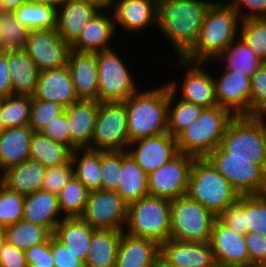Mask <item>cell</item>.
<instances>
[{
  "mask_svg": "<svg viewBox=\"0 0 266 267\" xmlns=\"http://www.w3.org/2000/svg\"><path fill=\"white\" fill-rule=\"evenodd\" d=\"M262 119L266 117V109L259 115Z\"/></svg>",
  "mask_w": 266,
  "mask_h": 267,
  "instance_id": "obj_65",
  "label": "cell"
},
{
  "mask_svg": "<svg viewBox=\"0 0 266 267\" xmlns=\"http://www.w3.org/2000/svg\"><path fill=\"white\" fill-rule=\"evenodd\" d=\"M90 191L73 175L58 196L59 209L64 218H80Z\"/></svg>",
  "mask_w": 266,
  "mask_h": 267,
  "instance_id": "obj_39",
  "label": "cell"
},
{
  "mask_svg": "<svg viewBox=\"0 0 266 267\" xmlns=\"http://www.w3.org/2000/svg\"><path fill=\"white\" fill-rule=\"evenodd\" d=\"M82 1L90 5H93L99 11H108V10H112L113 8L110 0H82Z\"/></svg>",
  "mask_w": 266,
  "mask_h": 267,
  "instance_id": "obj_59",
  "label": "cell"
},
{
  "mask_svg": "<svg viewBox=\"0 0 266 267\" xmlns=\"http://www.w3.org/2000/svg\"><path fill=\"white\" fill-rule=\"evenodd\" d=\"M217 216L199 202L183 195L170 202V239L210 242Z\"/></svg>",
  "mask_w": 266,
  "mask_h": 267,
  "instance_id": "obj_8",
  "label": "cell"
},
{
  "mask_svg": "<svg viewBox=\"0 0 266 267\" xmlns=\"http://www.w3.org/2000/svg\"><path fill=\"white\" fill-rule=\"evenodd\" d=\"M5 242H6V237H5L4 231L1 229L0 230V261H1L3 246Z\"/></svg>",
  "mask_w": 266,
  "mask_h": 267,
  "instance_id": "obj_61",
  "label": "cell"
},
{
  "mask_svg": "<svg viewBox=\"0 0 266 267\" xmlns=\"http://www.w3.org/2000/svg\"><path fill=\"white\" fill-rule=\"evenodd\" d=\"M28 267H54L51 251V237L48 241L25 251Z\"/></svg>",
  "mask_w": 266,
  "mask_h": 267,
  "instance_id": "obj_52",
  "label": "cell"
},
{
  "mask_svg": "<svg viewBox=\"0 0 266 267\" xmlns=\"http://www.w3.org/2000/svg\"><path fill=\"white\" fill-rule=\"evenodd\" d=\"M246 227L266 237V193L246 195Z\"/></svg>",
  "mask_w": 266,
  "mask_h": 267,
  "instance_id": "obj_46",
  "label": "cell"
},
{
  "mask_svg": "<svg viewBox=\"0 0 266 267\" xmlns=\"http://www.w3.org/2000/svg\"><path fill=\"white\" fill-rule=\"evenodd\" d=\"M127 152L147 175L179 154L176 138L168 131L130 142Z\"/></svg>",
  "mask_w": 266,
  "mask_h": 267,
  "instance_id": "obj_16",
  "label": "cell"
},
{
  "mask_svg": "<svg viewBox=\"0 0 266 267\" xmlns=\"http://www.w3.org/2000/svg\"><path fill=\"white\" fill-rule=\"evenodd\" d=\"M67 65L78 99L99 101L96 53L70 49Z\"/></svg>",
  "mask_w": 266,
  "mask_h": 267,
  "instance_id": "obj_20",
  "label": "cell"
},
{
  "mask_svg": "<svg viewBox=\"0 0 266 267\" xmlns=\"http://www.w3.org/2000/svg\"><path fill=\"white\" fill-rule=\"evenodd\" d=\"M241 18L224 0L208 9L194 46L182 57L191 62L215 60L239 36Z\"/></svg>",
  "mask_w": 266,
  "mask_h": 267,
  "instance_id": "obj_2",
  "label": "cell"
},
{
  "mask_svg": "<svg viewBox=\"0 0 266 267\" xmlns=\"http://www.w3.org/2000/svg\"><path fill=\"white\" fill-rule=\"evenodd\" d=\"M74 175L72 160L67 164L46 168L42 189L58 195Z\"/></svg>",
  "mask_w": 266,
  "mask_h": 267,
  "instance_id": "obj_50",
  "label": "cell"
},
{
  "mask_svg": "<svg viewBox=\"0 0 266 267\" xmlns=\"http://www.w3.org/2000/svg\"><path fill=\"white\" fill-rule=\"evenodd\" d=\"M1 111H2V98H0V134L6 129L2 120Z\"/></svg>",
  "mask_w": 266,
  "mask_h": 267,
  "instance_id": "obj_62",
  "label": "cell"
},
{
  "mask_svg": "<svg viewBox=\"0 0 266 267\" xmlns=\"http://www.w3.org/2000/svg\"><path fill=\"white\" fill-rule=\"evenodd\" d=\"M245 243L250 255V267L266 263V237L254 232H247Z\"/></svg>",
  "mask_w": 266,
  "mask_h": 267,
  "instance_id": "obj_55",
  "label": "cell"
},
{
  "mask_svg": "<svg viewBox=\"0 0 266 267\" xmlns=\"http://www.w3.org/2000/svg\"><path fill=\"white\" fill-rule=\"evenodd\" d=\"M215 1L158 0L157 29L169 40L178 58L195 44L206 13Z\"/></svg>",
  "mask_w": 266,
  "mask_h": 267,
  "instance_id": "obj_1",
  "label": "cell"
},
{
  "mask_svg": "<svg viewBox=\"0 0 266 267\" xmlns=\"http://www.w3.org/2000/svg\"><path fill=\"white\" fill-rule=\"evenodd\" d=\"M234 117L219 105L204 108L198 119L176 137L179 153L206 158L220 146L225 130Z\"/></svg>",
  "mask_w": 266,
  "mask_h": 267,
  "instance_id": "obj_4",
  "label": "cell"
},
{
  "mask_svg": "<svg viewBox=\"0 0 266 267\" xmlns=\"http://www.w3.org/2000/svg\"><path fill=\"white\" fill-rule=\"evenodd\" d=\"M213 77L217 104L234 116H250V77L245 74L223 71Z\"/></svg>",
  "mask_w": 266,
  "mask_h": 267,
  "instance_id": "obj_18",
  "label": "cell"
},
{
  "mask_svg": "<svg viewBox=\"0 0 266 267\" xmlns=\"http://www.w3.org/2000/svg\"><path fill=\"white\" fill-rule=\"evenodd\" d=\"M210 244L216 264L226 267H250L245 235L227 227L218 218L213 224Z\"/></svg>",
  "mask_w": 266,
  "mask_h": 267,
  "instance_id": "obj_17",
  "label": "cell"
},
{
  "mask_svg": "<svg viewBox=\"0 0 266 267\" xmlns=\"http://www.w3.org/2000/svg\"><path fill=\"white\" fill-rule=\"evenodd\" d=\"M159 256L160 245L155 240L122 231L115 267H155Z\"/></svg>",
  "mask_w": 266,
  "mask_h": 267,
  "instance_id": "obj_25",
  "label": "cell"
},
{
  "mask_svg": "<svg viewBox=\"0 0 266 267\" xmlns=\"http://www.w3.org/2000/svg\"><path fill=\"white\" fill-rule=\"evenodd\" d=\"M13 95L10 72L7 62V50H0V98Z\"/></svg>",
  "mask_w": 266,
  "mask_h": 267,
  "instance_id": "obj_57",
  "label": "cell"
},
{
  "mask_svg": "<svg viewBox=\"0 0 266 267\" xmlns=\"http://www.w3.org/2000/svg\"><path fill=\"white\" fill-rule=\"evenodd\" d=\"M32 134L29 125L6 128L0 134V167L3 171L29 159Z\"/></svg>",
  "mask_w": 266,
  "mask_h": 267,
  "instance_id": "obj_29",
  "label": "cell"
},
{
  "mask_svg": "<svg viewBox=\"0 0 266 267\" xmlns=\"http://www.w3.org/2000/svg\"><path fill=\"white\" fill-rule=\"evenodd\" d=\"M111 1V5L113 6L114 4H116L117 2H119L120 0H110Z\"/></svg>",
  "mask_w": 266,
  "mask_h": 267,
  "instance_id": "obj_67",
  "label": "cell"
},
{
  "mask_svg": "<svg viewBox=\"0 0 266 267\" xmlns=\"http://www.w3.org/2000/svg\"><path fill=\"white\" fill-rule=\"evenodd\" d=\"M115 192L127 204L149 195L148 175L127 150H122V169L118 188Z\"/></svg>",
  "mask_w": 266,
  "mask_h": 267,
  "instance_id": "obj_32",
  "label": "cell"
},
{
  "mask_svg": "<svg viewBox=\"0 0 266 267\" xmlns=\"http://www.w3.org/2000/svg\"><path fill=\"white\" fill-rule=\"evenodd\" d=\"M7 62L13 95L35 93L39 69L24 49L7 50Z\"/></svg>",
  "mask_w": 266,
  "mask_h": 267,
  "instance_id": "obj_28",
  "label": "cell"
},
{
  "mask_svg": "<svg viewBox=\"0 0 266 267\" xmlns=\"http://www.w3.org/2000/svg\"><path fill=\"white\" fill-rule=\"evenodd\" d=\"M157 1L120 0L112 8L115 25L131 33L145 31L150 26L157 28Z\"/></svg>",
  "mask_w": 266,
  "mask_h": 267,
  "instance_id": "obj_24",
  "label": "cell"
},
{
  "mask_svg": "<svg viewBox=\"0 0 266 267\" xmlns=\"http://www.w3.org/2000/svg\"><path fill=\"white\" fill-rule=\"evenodd\" d=\"M29 31L17 21L13 11L0 10V50L23 49Z\"/></svg>",
  "mask_w": 266,
  "mask_h": 267,
  "instance_id": "obj_41",
  "label": "cell"
},
{
  "mask_svg": "<svg viewBox=\"0 0 266 267\" xmlns=\"http://www.w3.org/2000/svg\"><path fill=\"white\" fill-rule=\"evenodd\" d=\"M4 171L0 167V187L3 185Z\"/></svg>",
  "mask_w": 266,
  "mask_h": 267,
  "instance_id": "obj_64",
  "label": "cell"
},
{
  "mask_svg": "<svg viewBox=\"0 0 266 267\" xmlns=\"http://www.w3.org/2000/svg\"><path fill=\"white\" fill-rule=\"evenodd\" d=\"M46 167L28 159L4 171L3 185L21 195L33 194L42 189Z\"/></svg>",
  "mask_w": 266,
  "mask_h": 267,
  "instance_id": "obj_30",
  "label": "cell"
},
{
  "mask_svg": "<svg viewBox=\"0 0 266 267\" xmlns=\"http://www.w3.org/2000/svg\"><path fill=\"white\" fill-rule=\"evenodd\" d=\"M217 218L227 227L245 235L248 232L246 227V196H239L238 200L228 206Z\"/></svg>",
  "mask_w": 266,
  "mask_h": 267,
  "instance_id": "obj_49",
  "label": "cell"
},
{
  "mask_svg": "<svg viewBox=\"0 0 266 267\" xmlns=\"http://www.w3.org/2000/svg\"><path fill=\"white\" fill-rule=\"evenodd\" d=\"M225 2L237 11L241 20L266 17V0H226Z\"/></svg>",
  "mask_w": 266,
  "mask_h": 267,
  "instance_id": "obj_51",
  "label": "cell"
},
{
  "mask_svg": "<svg viewBox=\"0 0 266 267\" xmlns=\"http://www.w3.org/2000/svg\"><path fill=\"white\" fill-rule=\"evenodd\" d=\"M99 84V102H124L137 92L139 85L128 65L113 50L96 53Z\"/></svg>",
  "mask_w": 266,
  "mask_h": 267,
  "instance_id": "obj_9",
  "label": "cell"
},
{
  "mask_svg": "<svg viewBox=\"0 0 266 267\" xmlns=\"http://www.w3.org/2000/svg\"><path fill=\"white\" fill-rule=\"evenodd\" d=\"M58 103L36 99L32 96L30 119L28 125L33 132H40L49 122L64 112Z\"/></svg>",
  "mask_w": 266,
  "mask_h": 267,
  "instance_id": "obj_47",
  "label": "cell"
},
{
  "mask_svg": "<svg viewBox=\"0 0 266 267\" xmlns=\"http://www.w3.org/2000/svg\"><path fill=\"white\" fill-rule=\"evenodd\" d=\"M130 142L168 131V84L131 95L126 101Z\"/></svg>",
  "mask_w": 266,
  "mask_h": 267,
  "instance_id": "obj_3",
  "label": "cell"
},
{
  "mask_svg": "<svg viewBox=\"0 0 266 267\" xmlns=\"http://www.w3.org/2000/svg\"><path fill=\"white\" fill-rule=\"evenodd\" d=\"M122 169V150H101V189L116 191Z\"/></svg>",
  "mask_w": 266,
  "mask_h": 267,
  "instance_id": "obj_45",
  "label": "cell"
},
{
  "mask_svg": "<svg viewBox=\"0 0 266 267\" xmlns=\"http://www.w3.org/2000/svg\"><path fill=\"white\" fill-rule=\"evenodd\" d=\"M65 0H28V3L48 5L58 8Z\"/></svg>",
  "mask_w": 266,
  "mask_h": 267,
  "instance_id": "obj_60",
  "label": "cell"
},
{
  "mask_svg": "<svg viewBox=\"0 0 266 267\" xmlns=\"http://www.w3.org/2000/svg\"><path fill=\"white\" fill-rule=\"evenodd\" d=\"M0 267H28L25 251L19 250L6 241L3 246Z\"/></svg>",
  "mask_w": 266,
  "mask_h": 267,
  "instance_id": "obj_56",
  "label": "cell"
},
{
  "mask_svg": "<svg viewBox=\"0 0 266 267\" xmlns=\"http://www.w3.org/2000/svg\"><path fill=\"white\" fill-rule=\"evenodd\" d=\"M99 10L82 0H65L57 8L56 31L71 45Z\"/></svg>",
  "mask_w": 266,
  "mask_h": 267,
  "instance_id": "obj_26",
  "label": "cell"
},
{
  "mask_svg": "<svg viewBox=\"0 0 266 267\" xmlns=\"http://www.w3.org/2000/svg\"><path fill=\"white\" fill-rule=\"evenodd\" d=\"M155 267H173L170 266L169 264L165 263L160 257L158 258Z\"/></svg>",
  "mask_w": 266,
  "mask_h": 267,
  "instance_id": "obj_63",
  "label": "cell"
},
{
  "mask_svg": "<svg viewBox=\"0 0 266 267\" xmlns=\"http://www.w3.org/2000/svg\"><path fill=\"white\" fill-rule=\"evenodd\" d=\"M159 257L173 267H212L215 264L210 242L168 239L160 244Z\"/></svg>",
  "mask_w": 266,
  "mask_h": 267,
  "instance_id": "obj_19",
  "label": "cell"
},
{
  "mask_svg": "<svg viewBox=\"0 0 266 267\" xmlns=\"http://www.w3.org/2000/svg\"><path fill=\"white\" fill-rule=\"evenodd\" d=\"M122 231L95 229L84 267H115Z\"/></svg>",
  "mask_w": 266,
  "mask_h": 267,
  "instance_id": "obj_33",
  "label": "cell"
},
{
  "mask_svg": "<svg viewBox=\"0 0 266 267\" xmlns=\"http://www.w3.org/2000/svg\"><path fill=\"white\" fill-rule=\"evenodd\" d=\"M39 71L67 65L70 45L54 29L30 30L23 48Z\"/></svg>",
  "mask_w": 266,
  "mask_h": 267,
  "instance_id": "obj_15",
  "label": "cell"
},
{
  "mask_svg": "<svg viewBox=\"0 0 266 267\" xmlns=\"http://www.w3.org/2000/svg\"><path fill=\"white\" fill-rule=\"evenodd\" d=\"M220 146L226 151V158L248 159L266 172V119L235 116Z\"/></svg>",
  "mask_w": 266,
  "mask_h": 267,
  "instance_id": "obj_5",
  "label": "cell"
},
{
  "mask_svg": "<svg viewBox=\"0 0 266 267\" xmlns=\"http://www.w3.org/2000/svg\"><path fill=\"white\" fill-rule=\"evenodd\" d=\"M176 97L168 86V132L175 138L197 120L204 109L200 105L188 103Z\"/></svg>",
  "mask_w": 266,
  "mask_h": 267,
  "instance_id": "obj_38",
  "label": "cell"
},
{
  "mask_svg": "<svg viewBox=\"0 0 266 267\" xmlns=\"http://www.w3.org/2000/svg\"><path fill=\"white\" fill-rule=\"evenodd\" d=\"M99 101L78 100L64 109L69 122V148H88L94 133Z\"/></svg>",
  "mask_w": 266,
  "mask_h": 267,
  "instance_id": "obj_22",
  "label": "cell"
},
{
  "mask_svg": "<svg viewBox=\"0 0 266 267\" xmlns=\"http://www.w3.org/2000/svg\"><path fill=\"white\" fill-rule=\"evenodd\" d=\"M239 36L266 63V17L241 20Z\"/></svg>",
  "mask_w": 266,
  "mask_h": 267,
  "instance_id": "obj_43",
  "label": "cell"
},
{
  "mask_svg": "<svg viewBox=\"0 0 266 267\" xmlns=\"http://www.w3.org/2000/svg\"><path fill=\"white\" fill-rule=\"evenodd\" d=\"M253 267H266V263L256 264Z\"/></svg>",
  "mask_w": 266,
  "mask_h": 267,
  "instance_id": "obj_66",
  "label": "cell"
},
{
  "mask_svg": "<svg viewBox=\"0 0 266 267\" xmlns=\"http://www.w3.org/2000/svg\"><path fill=\"white\" fill-rule=\"evenodd\" d=\"M94 230L81 218H64L56 226L53 236L84 263Z\"/></svg>",
  "mask_w": 266,
  "mask_h": 267,
  "instance_id": "obj_31",
  "label": "cell"
},
{
  "mask_svg": "<svg viewBox=\"0 0 266 267\" xmlns=\"http://www.w3.org/2000/svg\"><path fill=\"white\" fill-rule=\"evenodd\" d=\"M13 12L17 21L29 30L56 28L57 8L53 6L27 2Z\"/></svg>",
  "mask_w": 266,
  "mask_h": 267,
  "instance_id": "obj_40",
  "label": "cell"
},
{
  "mask_svg": "<svg viewBox=\"0 0 266 267\" xmlns=\"http://www.w3.org/2000/svg\"><path fill=\"white\" fill-rule=\"evenodd\" d=\"M44 136L69 147V122L64 111L49 122L41 131Z\"/></svg>",
  "mask_w": 266,
  "mask_h": 267,
  "instance_id": "obj_53",
  "label": "cell"
},
{
  "mask_svg": "<svg viewBox=\"0 0 266 267\" xmlns=\"http://www.w3.org/2000/svg\"><path fill=\"white\" fill-rule=\"evenodd\" d=\"M195 157L179 153L148 175V192L150 196L169 200L187 194L189 176Z\"/></svg>",
  "mask_w": 266,
  "mask_h": 267,
  "instance_id": "obj_13",
  "label": "cell"
},
{
  "mask_svg": "<svg viewBox=\"0 0 266 267\" xmlns=\"http://www.w3.org/2000/svg\"><path fill=\"white\" fill-rule=\"evenodd\" d=\"M2 230L6 241L22 251L48 241L53 235L46 227L24 220H19Z\"/></svg>",
  "mask_w": 266,
  "mask_h": 267,
  "instance_id": "obj_37",
  "label": "cell"
},
{
  "mask_svg": "<svg viewBox=\"0 0 266 267\" xmlns=\"http://www.w3.org/2000/svg\"><path fill=\"white\" fill-rule=\"evenodd\" d=\"M51 251L54 261V267H84V263L68 248L58 241L53 235L51 236Z\"/></svg>",
  "mask_w": 266,
  "mask_h": 267,
  "instance_id": "obj_54",
  "label": "cell"
},
{
  "mask_svg": "<svg viewBox=\"0 0 266 267\" xmlns=\"http://www.w3.org/2000/svg\"><path fill=\"white\" fill-rule=\"evenodd\" d=\"M250 116H259L266 109V63L250 77Z\"/></svg>",
  "mask_w": 266,
  "mask_h": 267,
  "instance_id": "obj_48",
  "label": "cell"
},
{
  "mask_svg": "<svg viewBox=\"0 0 266 267\" xmlns=\"http://www.w3.org/2000/svg\"><path fill=\"white\" fill-rule=\"evenodd\" d=\"M206 158L240 196L266 193V172L259 165L248 159L226 158V151L221 146Z\"/></svg>",
  "mask_w": 266,
  "mask_h": 267,
  "instance_id": "obj_11",
  "label": "cell"
},
{
  "mask_svg": "<svg viewBox=\"0 0 266 267\" xmlns=\"http://www.w3.org/2000/svg\"><path fill=\"white\" fill-rule=\"evenodd\" d=\"M63 219L56 194L40 189L25 196L22 220L46 227L53 234Z\"/></svg>",
  "mask_w": 266,
  "mask_h": 267,
  "instance_id": "obj_27",
  "label": "cell"
},
{
  "mask_svg": "<svg viewBox=\"0 0 266 267\" xmlns=\"http://www.w3.org/2000/svg\"><path fill=\"white\" fill-rule=\"evenodd\" d=\"M186 195L216 216L240 196L207 158L194 159Z\"/></svg>",
  "mask_w": 266,
  "mask_h": 267,
  "instance_id": "obj_6",
  "label": "cell"
},
{
  "mask_svg": "<svg viewBox=\"0 0 266 267\" xmlns=\"http://www.w3.org/2000/svg\"><path fill=\"white\" fill-rule=\"evenodd\" d=\"M31 105V95H11L2 98L1 116L5 127L28 125Z\"/></svg>",
  "mask_w": 266,
  "mask_h": 267,
  "instance_id": "obj_42",
  "label": "cell"
},
{
  "mask_svg": "<svg viewBox=\"0 0 266 267\" xmlns=\"http://www.w3.org/2000/svg\"><path fill=\"white\" fill-rule=\"evenodd\" d=\"M179 67L186 68L183 81L178 86L177 82L172 80L167 84L172 92L180 93L181 100L209 108L218 105L215 98L213 75L207 72L204 66L208 63L191 62L183 58H177ZM180 88V90L178 89ZM180 91V92H179Z\"/></svg>",
  "mask_w": 266,
  "mask_h": 267,
  "instance_id": "obj_14",
  "label": "cell"
},
{
  "mask_svg": "<svg viewBox=\"0 0 266 267\" xmlns=\"http://www.w3.org/2000/svg\"><path fill=\"white\" fill-rule=\"evenodd\" d=\"M72 150L41 132H33L29 145V159L40 162L46 168L67 164Z\"/></svg>",
  "mask_w": 266,
  "mask_h": 267,
  "instance_id": "obj_35",
  "label": "cell"
},
{
  "mask_svg": "<svg viewBox=\"0 0 266 267\" xmlns=\"http://www.w3.org/2000/svg\"><path fill=\"white\" fill-rule=\"evenodd\" d=\"M71 160L74 175L89 191L101 189V150L77 148L72 151Z\"/></svg>",
  "mask_w": 266,
  "mask_h": 267,
  "instance_id": "obj_36",
  "label": "cell"
},
{
  "mask_svg": "<svg viewBox=\"0 0 266 267\" xmlns=\"http://www.w3.org/2000/svg\"><path fill=\"white\" fill-rule=\"evenodd\" d=\"M222 60L225 61V71L245 74L248 77H251L264 63L240 36L235 38L215 60L209 62L223 64Z\"/></svg>",
  "mask_w": 266,
  "mask_h": 267,
  "instance_id": "obj_34",
  "label": "cell"
},
{
  "mask_svg": "<svg viewBox=\"0 0 266 267\" xmlns=\"http://www.w3.org/2000/svg\"><path fill=\"white\" fill-rule=\"evenodd\" d=\"M170 202L146 196L128 204L124 231L129 235L155 240L159 245L170 239Z\"/></svg>",
  "mask_w": 266,
  "mask_h": 267,
  "instance_id": "obj_7",
  "label": "cell"
},
{
  "mask_svg": "<svg viewBox=\"0 0 266 267\" xmlns=\"http://www.w3.org/2000/svg\"><path fill=\"white\" fill-rule=\"evenodd\" d=\"M28 0H0V10L14 11L22 4L27 3Z\"/></svg>",
  "mask_w": 266,
  "mask_h": 267,
  "instance_id": "obj_58",
  "label": "cell"
},
{
  "mask_svg": "<svg viewBox=\"0 0 266 267\" xmlns=\"http://www.w3.org/2000/svg\"><path fill=\"white\" fill-rule=\"evenodd\" d=\"M25 196L0 187V229L22 220Z\"/></svg>",
  "mask_w": 266,
  "mask_h": 267,
  "instance_id": "obj_44",
  "label": "cell"
},
{
  "mask_svg": "<svg viewBox=\"0 0 266 267\" xmlns=\"http://www.w3.org/2000/svg\"><path fill=\"white\" fill-rule=\"evenodd\" d=\"M106 11H99L85 26L78 38L70 45V49L81 52H101L111 49L110 42L115 39L118 27L115 25V17Z\"/></svg>",
  "mask_w": 266,
  "mask_h": 267,
  "instance_id": "obj_23",
  "label": "cell"
},
{
  "mask_svg": "<svg viewBox=\"0 0 266 267\" xmlns=\"http://www.w3.org/2000/svg\"><path fill=\"white\" fill-rule=\"evenodd\" d=\"M212 267H226V266H223V265H220V264H214Z\"/></svg>",
  "mask_w": 266,
  "mask_h": 267,
  "instance_id": "obj_68",
  "label": "cell"
},
{
  "mask_svg": "<svg viewBox=\"0 0 266 267\" xmlns=\"http://www.w3.org/2000/svg\"><path fill=\"white\" fill-rule=\"evenodd\" d=\"M33 96L39 100L58 103L64 108L77 102L79 99L72 83L68 65L41 71Z\"/></svg>",
  "mask_w": 266,
  "mask_h": 267,
  "instance_id": "obj_21",
  "label": "cell"
},
{
  "mask_svg": "<svg viewBox=\"0 0 266 267\" xmlns=\"http://www.w3.org/2000/svg\"><path fill=\"white\" fill-rule=\"evenodd\" d=\"M128 204L115 192L90 191L81 219L92 228L124 231Z\"/></svg>",
  "mask_w": 266,
  "mask_h": 267,
  "instance_id": "obj_12",
  "label": "cell"
},
{
  "mask_svg": "<svg viewBox=\"0 0 266 267\" xmlns=\"http://www.w3.org/2000/svg\"><path fill=\"white\" fill-rule=\"evenodd\" d=\"M127 109L124 102H100L89 149L127 150L129 146Z\"/></svg>",
  "mask_w": 266,
  "mask_h": 267,
  "instance_id": "obj_10",
  "label": "cell"
}]
</instances>
